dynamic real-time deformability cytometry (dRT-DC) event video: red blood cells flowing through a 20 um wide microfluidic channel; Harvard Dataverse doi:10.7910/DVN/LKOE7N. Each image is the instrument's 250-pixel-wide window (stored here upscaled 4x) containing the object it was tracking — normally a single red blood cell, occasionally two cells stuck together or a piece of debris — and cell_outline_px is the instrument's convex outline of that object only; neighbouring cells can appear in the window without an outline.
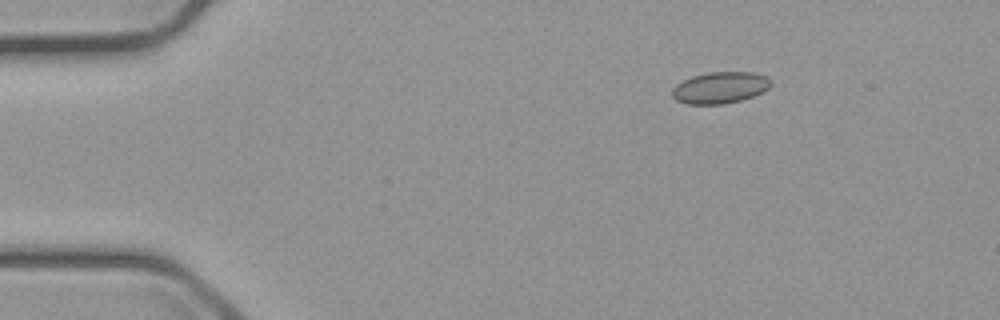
{"species": "common noctule bat (a hibernating species)", "species_latin": "Nyctalus noctula", "temperature_condition": "cold", "stored_images_in_passage": 4, "segment_of_instrument_passage": [1, 2], "camera_frame_rate_fps": 3000, "um_per_image_px": 0.085, "animal": {"sex": "male", "body_mass_g": 23.1, "forearm_length_mm": 52.7}, "frame": {"image": 1, "passage_image": 1, "time_ms": 0.0, "image_size_px": [1000, 320], "cell_outline_px": [[772, 84], [768, 88], [752, 96], [740, 100], [724, 104], [688, 104], [676, 100], [672, 96], [672, 88], [676, 84], [692, 76], [708, 72], [756, 72], [772, 80]], "centroid_in_image_um": [61.19, 7.44], "position_along_channel_um": 23.8, "area_um2": 18.09}}